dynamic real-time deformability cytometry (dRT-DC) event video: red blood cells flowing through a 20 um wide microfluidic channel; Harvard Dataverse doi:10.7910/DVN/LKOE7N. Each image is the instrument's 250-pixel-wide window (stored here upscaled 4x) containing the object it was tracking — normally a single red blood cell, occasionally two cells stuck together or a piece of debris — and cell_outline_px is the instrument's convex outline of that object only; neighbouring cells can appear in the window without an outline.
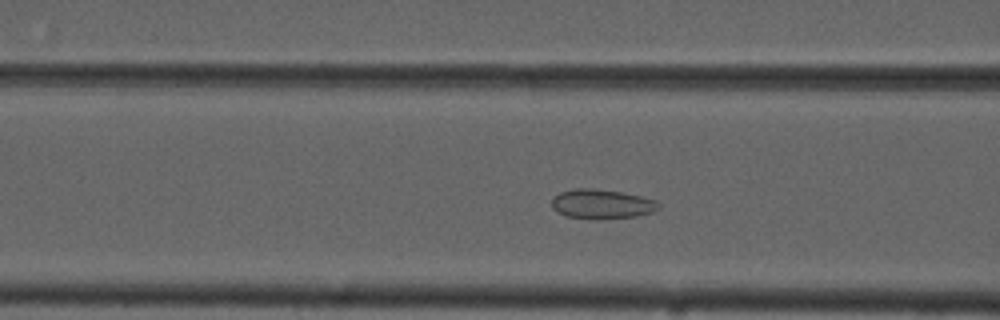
{"species": "common noctule bat (a hibernating species)", "species_latin": "Nyctalus noctula", "temperature_condition": "cold", "stored_images_in_passage": 38, "camera_frame_rate_fps": 3000, "um_per_image_px": 0.085, "animal": {"sex": "male", "forearm_length_mm": 52.5}, "frame": {"image": 1, "passage_image": 4, "time_ms": 1.0, "image_size_px": [1000, 320], "cell_outline_px": [[660, 208], [652, 212], [636, 216], [596, 220], [592, 220], [564, 216], [556, 212], [552, 208], [552, 196], [560, 192], [576, 188], [588, 188], [620, 192], [640, 196], [656, 200], [660, 204]], "centroid_in_image_um": [51.11, 17.36], "position_along_channel_um": 115.5, "area_um2": 18.61}}
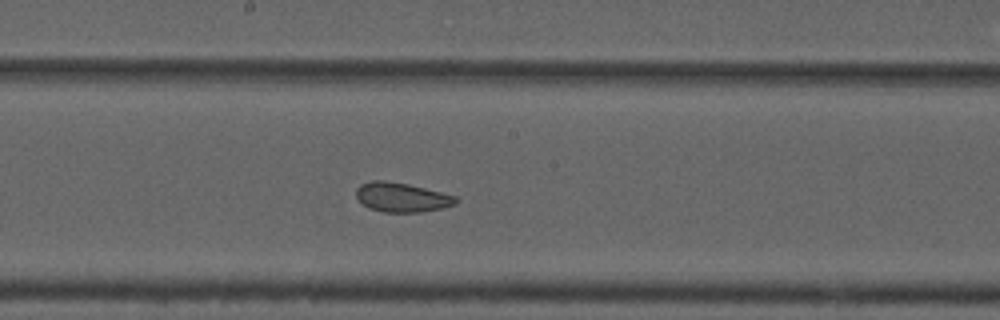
{"frame": {"image": 2, "passage_image": 12, "time_ms": 3.667, "image_size_px": [1000, 320], "cell_outline_px": [[460, 200], [456, 204], [444, 208], [420, 212], [384, 212], [368, 208], [356, 196], [356, 188], [360, 184], [372, 180], [384, 180], [408, 184], [456, 196]], "centroid_in_image_um": [34.16, 16.77], "position_along_channel_um": 214.0, "area_um2": 17.11}}
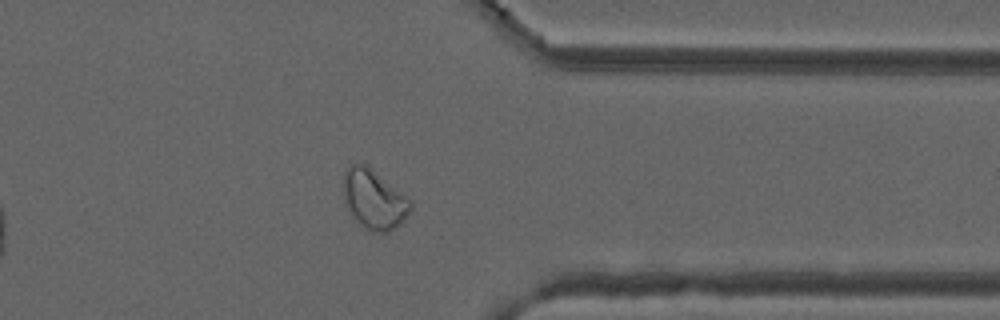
{"frame": {"image": 3, "passage_image": 26, "time_ms": 8.333, "image_size_px": [1000, 320], "cell_outline_px": [[412, 208], [404, 220], [396, 228], [388, 232], [368, 232], [352, 216], [344, 204], [344, 172], [352, 164], [368, 164], [408, 196], [412, 200]], "centroid_in_image_um": [31.82, 16.95], "position_along_channel_um": 379.6, "area_um2": 23.76}}